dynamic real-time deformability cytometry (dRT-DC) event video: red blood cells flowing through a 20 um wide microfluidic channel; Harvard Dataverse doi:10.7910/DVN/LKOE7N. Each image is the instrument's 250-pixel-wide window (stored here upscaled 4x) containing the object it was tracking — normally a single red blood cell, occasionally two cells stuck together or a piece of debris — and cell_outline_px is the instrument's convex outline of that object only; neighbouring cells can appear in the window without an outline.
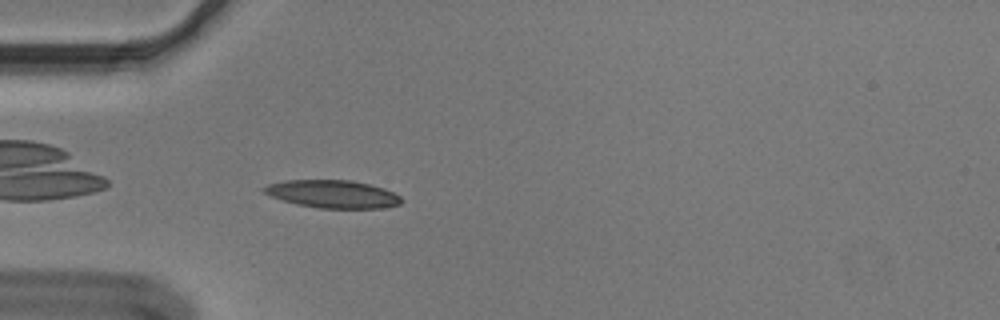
{"species": "Egyptian fruit bat (a non-hibernating species)", "species_latin": "Rousettus aegyptiacus", "temperature_condition": "cold", "stored_images_in_passage": 41, "camera_frame_rate_fps": 3000, "um_per_image_px": 0.085, "animal": {"sex": "male"}, "frame": {"image": 1, "passage_image": 2, "time_ms": 0.333, "image_size_px": [1000, 320], "cell_outline_px": [[400, 204], [384, 208], [320, 208], [296, 204], [272, 196], [264, 192], [260, 188], [268, 184], [284, 180], [352, 180], [384, 188], [400, 196]], "centroid_in_image_um": [28.26, 16.49], "position_along_channel_um": 56.7, "area_um2": 22.14}}
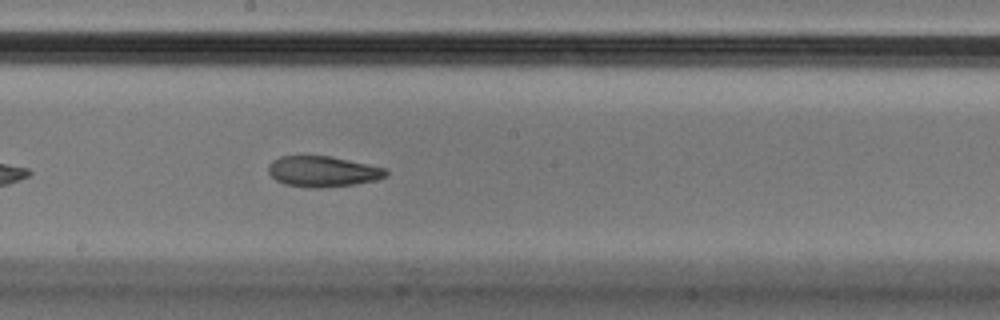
{"frame": {"image": 2, "passage_image": 16, "time_ms": 5.0, "image_size_px": [1000, 320], "cell_outline_px": [[388, 176], [376, 180], [356, 184], [320, 188], [308, 188], [284, 184], [276, 180], [268, 172], [268, 164], [272, 160], [280, 156], [328, 156], [388, 168]], "centroid_in_image_um": [27.44, 14.58], "position_along_channel_um": 220.8, "area_um2": 21.21}}
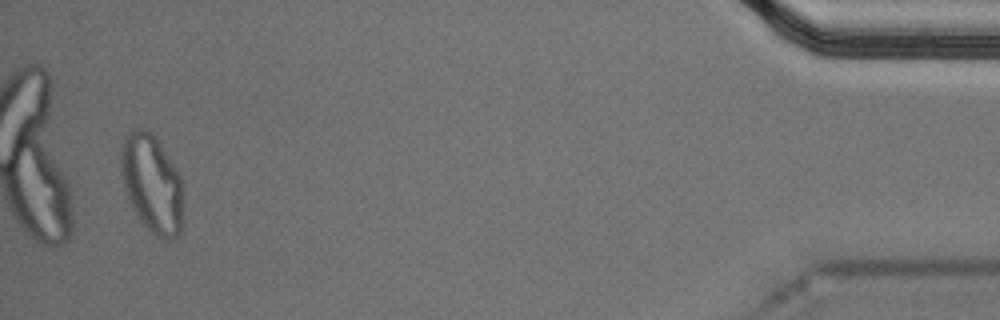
{"frame": {"image": 3, "passage_image": 39, "time_ms": 12.667, "image_size_px": [1000, 320], "cell_outline_px": [[184, 204], [180, 232], [172, 240], [160, 240], [136, 216], [128, 200], [124, 188], [120, 172], [120, 152], [124, 136], [132, 128], [144, 128], [152, 132], [176, 168], [180, 176], [184, 192]], "centroid_in_image_um": [12.91, 15.61], "position_along_channel_um": 422.3, "area_um2": 36.41}, "authors_computed_cell_mechanics": {"area_um2": 22.3686, "velocity_mm_per_s": 3.6181, "shape_relaxation_time_tau1_ms": null, "shape_relaxation_time_tau2_ms": 3.9402, "deformation_change_tau1": null, "deformation_change_tau2": 0.1098}}